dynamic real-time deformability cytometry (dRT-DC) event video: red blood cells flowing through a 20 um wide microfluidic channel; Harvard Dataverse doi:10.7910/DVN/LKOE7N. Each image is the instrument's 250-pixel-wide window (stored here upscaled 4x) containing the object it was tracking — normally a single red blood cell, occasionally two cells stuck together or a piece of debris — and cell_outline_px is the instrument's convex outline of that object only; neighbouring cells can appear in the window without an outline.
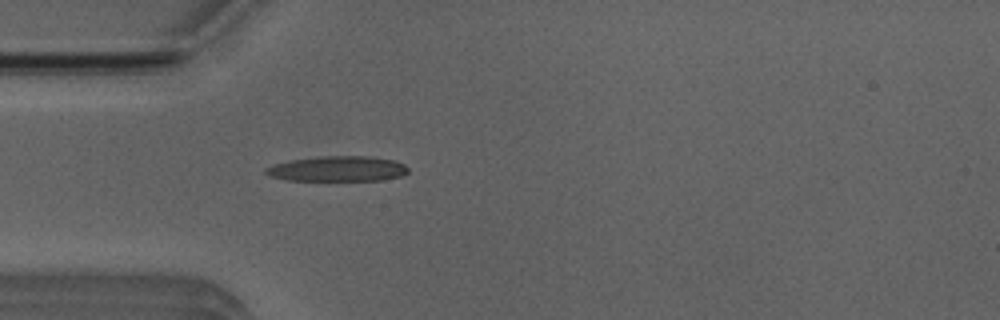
{"species": "Egyptian fruit bat (a non-hibernating species)", "species_latin": "Rousettus aegyptiacus", "temperature_condition": "room temperature", "stored_images_in_passage": 30, "camera_frame_rate_fps": 3000, "um_per_image_px": 0.085, "animal": {"sex": "male"}, "frame": {"image": 1, "passage_image": 1, "time_ms": 0.0, "image_size_px": [1000, 320], "cell_outline_px": [[408, 172], [400, 176], [384, 180], [288, 180], [268, 176], [264, 172], [264, 168], [272, 164], [292, 160], [320, 156], [368, 156], [396, 160], [404, 164], [408, 168]], "centroid_in_image_um": [28.68, 14.34], "position_along_channel_um": 56.3, "area_um2": 21.04}}
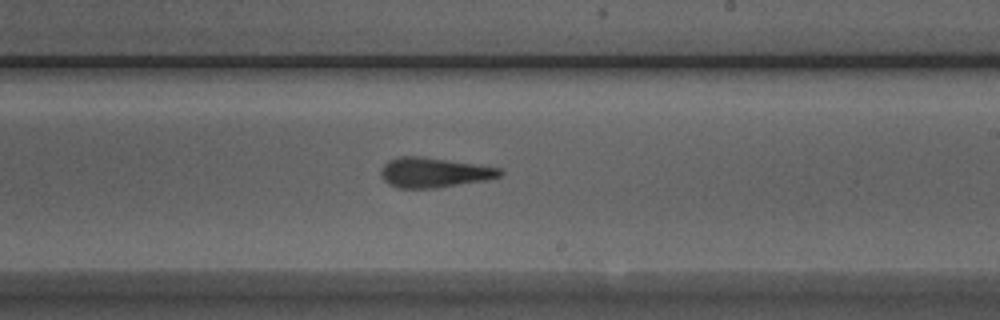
{"frame": {"image": 2, "passage_image": 16, "time_ms": 5.0, "image_size_px": [1000, 320], "cell_outline_px": [[504, 172], [500, 176], [488, 180], [436, 188], [396, 188], [388, 184], [380, 176], [380, 172], [384, 164], [388, 160], [400, 156], [420, 156], [476, 164], [500, 168]], "centroid_in_image_um": [36.87, 14.67], "position_along_channel_um": 252.1, "area_um2": 20.87}}
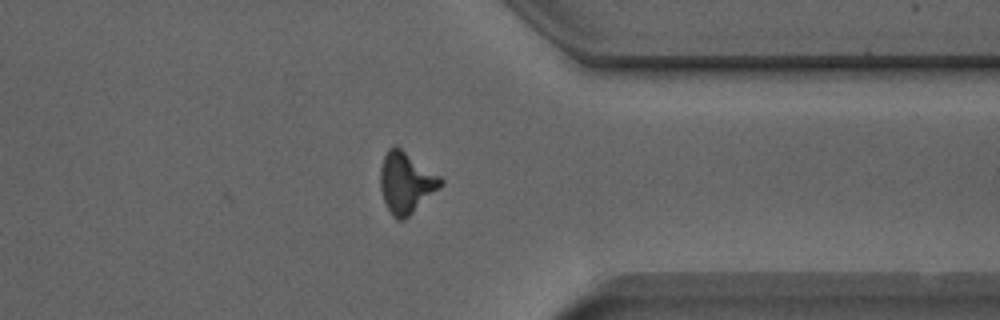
{"frame": {"image": 3, "passage_image": 26, "time_ms": 8.333, "image_size_px": [1000, 320], "cell_outline_px": [[444, 184], [440, 188], [404, 220], [396, 220], [392, 216], [384, 200], [380, 188], [380, 168], [384, 156], [388, 148], [396, 144], [440, 176], [444, 180]], "centroid_in_image_um": [34.51, 15.51], "position_along_channel_um": 376.9, "area_um2": 21.56}, "authors_computed_cell_mechanics": {"area_um2": 20.5479, "velocity_mm_per_s": 3.9767, "shape_relaxation_time_tau1_ms": 5.7054, "shape_relaxation_time_tau2_ms": 2.7652, "deformation_change_tau1": 0.22, "deformation_change_tau2": 0.1266}}